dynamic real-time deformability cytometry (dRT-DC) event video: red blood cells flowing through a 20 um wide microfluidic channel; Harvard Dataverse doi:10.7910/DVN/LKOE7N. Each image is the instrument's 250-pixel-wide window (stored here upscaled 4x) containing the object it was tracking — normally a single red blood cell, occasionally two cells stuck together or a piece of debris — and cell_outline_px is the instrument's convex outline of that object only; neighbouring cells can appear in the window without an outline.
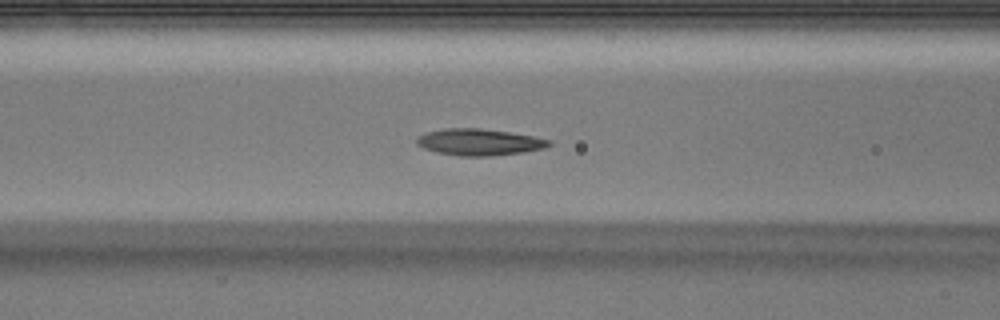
{"species": "Egyptian fruit bat (a non-hibernating species)", "species_latin": "Rousettus aegyptiacus", "temperature_condition": "warm", "stored_images_in_passage": 36, "camera_frame_rate_fps": 3000, "um_per_image_px": 0.085, "animal": {"sex": "male"}, "frame": {"image": 1, "passage_image": 5, "time_ms": 1.333, "image_size_px": [1000, 320], "cell_outline_px": [[552, 144], [544, 148], [520, 152], [492, 156], [460, 156], [436, 152], [424, 148], [416, 144], [416, 136], [428, 132], [444, 128], [480, 128], [508, 132], [532, 136], [552, 140]], "centroid_in_image_um": [40.7, 12.07], "position_along_channel_um": 125.9, "area_um2": 20.4}}
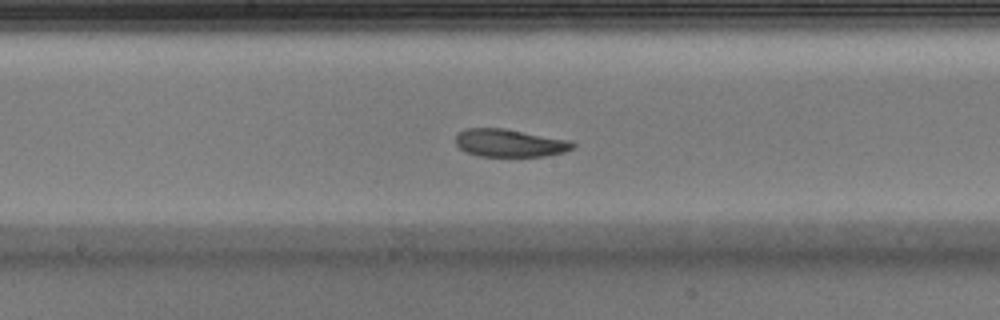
{"frame": {"image": 2, "passage_image": 11, "time_ms": 3.333, "image_size_px": [1000, 320], "cell_outline_px": [[576, 148], [564, 152], [544, 156], [480, 156], [468, 152], [460, 148], [456, 144], [456, 136], [464, 128], [504, 128], [572, 140], [576, 144]], "centroid_in_image_um": [43.39, 12.15], "position_along_channel_um": 204.8, "area_um2": 19.07}}
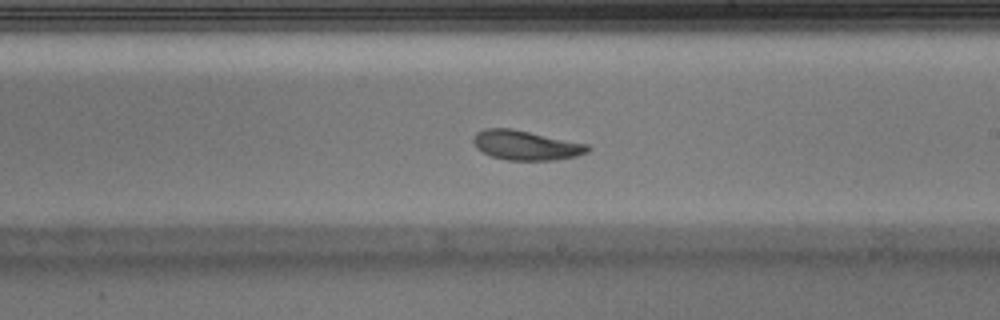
{"frame": {"image": 3, "passage_image": 14, "time_ms": 4.333, "image_size_px": [1000, 320], "cell_outline_px": [[592, 148], [588, 152], [576, 156], [556, 160], [508, 160], [492, 156], [476, 148], [472, 140], [476, 132], [484, 128], [512, 128], [588, 144]], "centroid_in_image_um": [44.71, 12.34], "position_along_channel_um": 244.3, "area_um2": 19.77}, "authors_computed_cell_mechanics": {"area_um2": 20.3167, "velocity_mm_per_s": 3.9564, "shape_relaxation_time_tau1_ms": 2.9252, "shape_relaxation_time_tau2_ms": 4.1928, "deformation_change_tau1": 0.1406, "deformation_change_tau2": 0.0868}}